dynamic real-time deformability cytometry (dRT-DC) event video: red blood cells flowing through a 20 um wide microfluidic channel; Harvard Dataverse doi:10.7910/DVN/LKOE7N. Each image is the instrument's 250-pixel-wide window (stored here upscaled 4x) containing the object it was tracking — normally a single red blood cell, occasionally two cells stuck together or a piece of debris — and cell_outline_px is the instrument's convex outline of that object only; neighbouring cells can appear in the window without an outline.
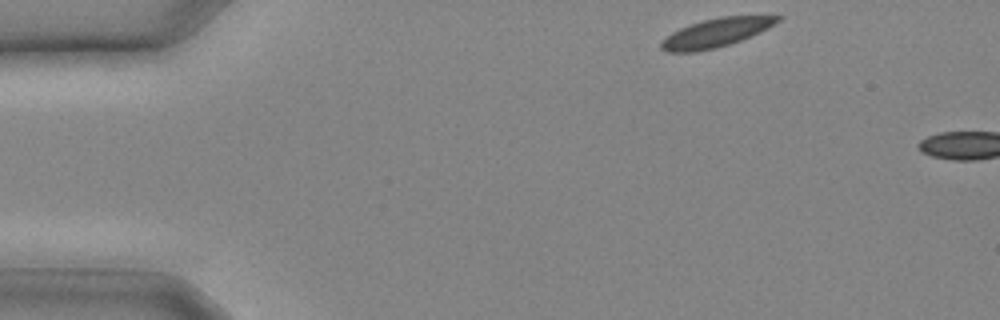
{"species": "common noctule bat (a hibernating species)", "species_latin": "Nyctalus noctula", "temperature_condition": "cold", "stored_images_in_passage": 2, "camera_frame_rate_fps": 3000, "um_per_image_px": 0.085, "animal": {"sex": "male", "body_mass_g": 20.4}, "frame": {"image": 1, "passage_image": 1, "time_ms": 0.0, "image_size_px": [1000, 320], "cell_outline_px": [[784, 16], [780, 20], [760, 32], [740, 40], [716, 48], [696, 52], [668, 52], [660, 48], [660, 44], [672, 32], [680, 28], [704, 20], [720, 16]], "centroid_in_image_um": [60.85, 2.79], "position_along_channel_um": 24.2, "area_um2": 19.07}}